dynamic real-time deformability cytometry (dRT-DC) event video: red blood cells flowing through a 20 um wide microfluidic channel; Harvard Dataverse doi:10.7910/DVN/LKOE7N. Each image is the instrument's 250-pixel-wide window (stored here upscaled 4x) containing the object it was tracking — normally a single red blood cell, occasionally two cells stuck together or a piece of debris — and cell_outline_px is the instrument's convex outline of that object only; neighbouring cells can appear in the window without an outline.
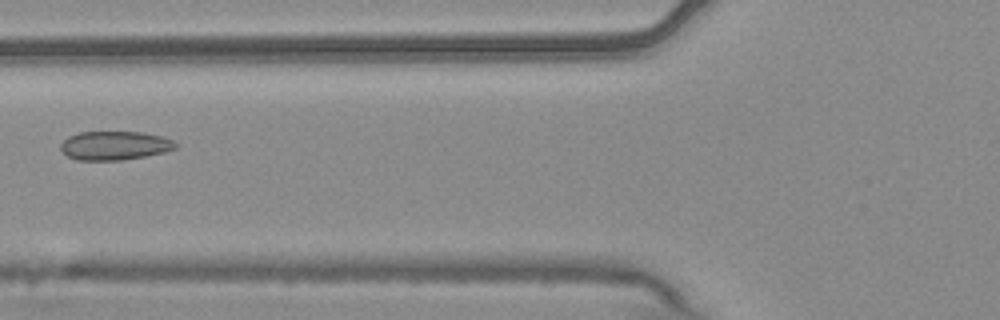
{"species": "common noctule bat (a hibernating species)", "species_latin": "Nyctalus noctula", "temperature_condition": "warm", "stored_images_in_passage": 7, "camera_frame_rate_fps": 3000, "um_per_image_px": 0.085, "animal": {"sex": "male", "body_mass_g": 20.4}, "frame": {"image": 1, "passage_image": 7, "time_ms": 2.0, "image_size_px": [1000, 320], "cell_outline_px": [[176, 148], [164, 152], [144, 156], [120, 160], [76, 160], [68, 156], [60, 148], [60, 144], [68, 136], [80, 132], [140, 132], [160, 136], [172, 140], [176, 144]], "centroid_in_image_um": [9.71, 12.37], "position_along_channel_um": 116.1, "area_um2": 19.07}}